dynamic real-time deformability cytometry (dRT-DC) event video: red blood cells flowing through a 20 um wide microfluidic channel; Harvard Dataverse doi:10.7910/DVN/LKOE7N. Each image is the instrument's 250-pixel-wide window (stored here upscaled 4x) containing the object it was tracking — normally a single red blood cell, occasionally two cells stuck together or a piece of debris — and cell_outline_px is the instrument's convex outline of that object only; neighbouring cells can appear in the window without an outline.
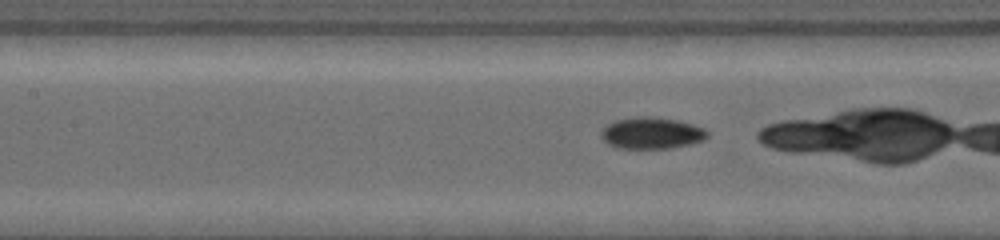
{"species": "common noctule bat (a hibernating species)", "species_latin": "Nyctalus noctula", "temperature_condition": "warm", "stored_images_in_passage": 29, "camera_frame_rate_fps": 4500, "um_per_image_px": 0.085, "animal": {"sex": "female", "body_mass_g": 19.0, "forearm_length_mm": 53.3}, "frame": {"image": 1, "passage_image": 9, "time_ms": 2.444, "image_size_px": [1000, 240], "cell_outline_px": [[708, 136], [704, 140], [672, 148], [616, 148], [608, 144], [600, 136], [600, 132], [608, 124], [616, 120], [636, 116], [648, 116], [676, 120], [692, 124], [704, 128], [708, 132]], "centroid_in_image_um": [55.37, 11.31], "position_along_channel_um": 152.0, "area_um2": 19.48}}